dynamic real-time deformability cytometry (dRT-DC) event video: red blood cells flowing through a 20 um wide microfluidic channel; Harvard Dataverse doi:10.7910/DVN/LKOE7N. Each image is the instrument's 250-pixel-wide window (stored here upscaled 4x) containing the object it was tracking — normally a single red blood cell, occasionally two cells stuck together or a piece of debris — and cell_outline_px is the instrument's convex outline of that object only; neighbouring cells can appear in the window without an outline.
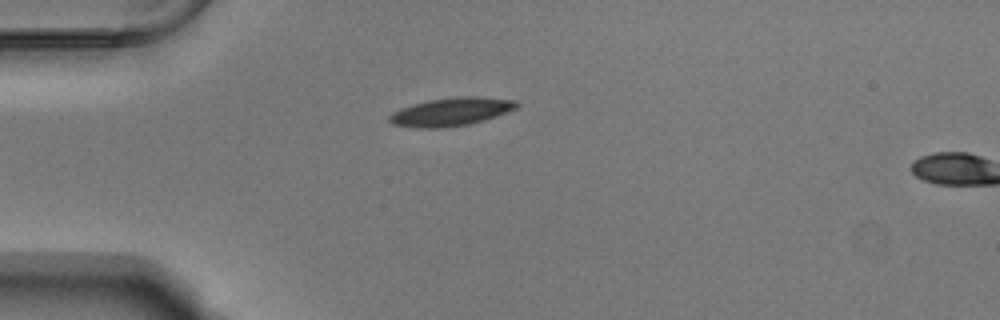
{"species": "Egyptian fruit bat (a non-hibernating species)", "species_latin": "Rousettus aegyptiacus", "temperature_condition": "warm", "stored_images_in_passage": 3, "camera_frame_rate_fps": 3000, "um_per_image_px": 0.085, "animal": {"sex": "male"}, "frame": {"image": 1, "passage_image": 1, "time_ms": 0.0, "image_size_px": [1000, 320], "cell_outline_px": [[520, 104], [516, 108], [496, 116], [484, 120], [468, 124], [440, 128], [416, 128], [392, 124], [388, 120], [388, 116], [392, 112], [400, 108], [428, 100], [460, 96], [476, 96], [516, 100]], "centroid_in_image_um": [38.32, 9.5], "position_along_channel_um": 46.7, "area_um2": 20.92}}